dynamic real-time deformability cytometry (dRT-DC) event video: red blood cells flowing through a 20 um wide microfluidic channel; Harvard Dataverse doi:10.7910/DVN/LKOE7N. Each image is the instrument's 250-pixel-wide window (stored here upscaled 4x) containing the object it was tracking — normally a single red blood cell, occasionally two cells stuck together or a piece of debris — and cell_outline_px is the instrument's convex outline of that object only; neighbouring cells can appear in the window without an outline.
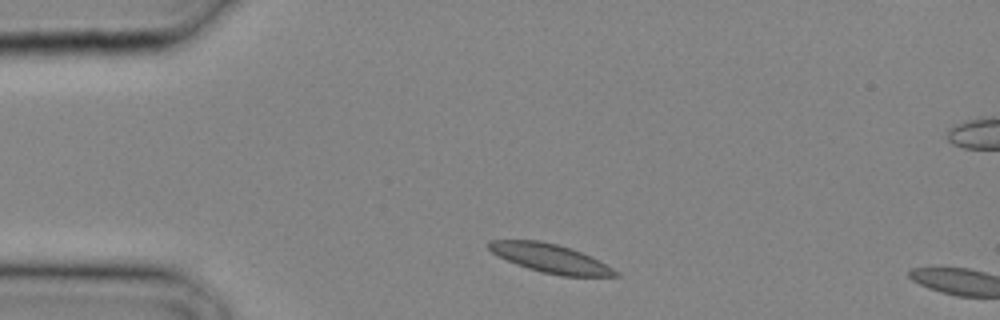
{"species": "common noctule bat (a hibernating species)", "species_latin": "Nyctalus noctula", "temperature_condition": "cold", "stored_images_in_passage": 3, "camera_frame_rate_fps": 3000, "um_per_image_px": 0.085, "animal": {"sex": "male", "body_mass_g": 20.4}, "frame": {"image": 1, "passage_image": 1, "time_ms": 0.0, "image_size_px": [1000, 320], "cell_outline_px": [[620, 276], [560, 276], [540, 272], [516, 264], [492, 252], [484, 244], [488, 240], [540, 240], [572, 248], [620, 272]], "centroid_in_image_um": [46.73, 21.95], "position_along_channel_um": 38.3, "area_um2": 21.04}}